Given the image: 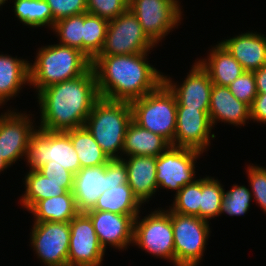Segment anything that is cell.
<instances>
[{
  "label": "cell",
  "mask_w": 266,
  "mask_h": 266,
  "mask_svg": "<svg viewBox=\"0 0 266 266\" xmlns=\"http://www.w3.org/2000/svg\"><path fill=\"white\" fill-rule=\"evenodd\" d=\"M37 94L41 112L39 129L46 131L66 132L83 127L100 98L92 67L84 75L50 85Z\"/></svg>",
  "instance_id": "1"
},
{
  "label": "cell",
  "mask_w": 266,
  "mask_h": 266,
  "mask_svg": "<svg viewBox=\"0 0 266 266\" xmlns=\"http://www.w3.org/2000/svg\"><path fill=\"white\" fill-rule=\"evenodd\" d=\"M148 54L98 55L91 67L100 97L131 102L154 91L164 75L146 61Z\"/></svg>",
  "instance_id": "2"
},
{
  "label": "cell",
  "mask_w": 266,
  "mask_h": 266,
  "mask_svg": "<svg viewBox=\"0 0 266 266\" xmlns=\"http://www.w3.org/2000/svg\"><path fill=\"white\" fill-rule=\"evenodd\" d=\"M92 61L80 50L62 44L41 47L34 64L29 63V85L42 89L84 75Z\"/></svg>",
  "instance_id": "3"
},
{
  "label": "cell",
  "mask_w": 266,
  "mask_h": 266,
  "mask_svg": "<svg viewBox=\"0 0 266 266\" xmlns=\"http://www.w3.org/2000/svg\"><path fill=\"white\" fill-rule=\"evenodd\" d=\"M131 121L130 102L100 97L94 104L84 126L108 157L115 159L122 158L125 134Z\"/></svg>",
  "instance_id": "4"
},
{
  "label": "cell",
  "mask_w": 266,
  "mask_h": 266,
  "mask_svg": "<svg viewBox=\"0 0 266 266\" xmlns=\"http://www.w3.org/2000/svg\"><path fill=\"white\" fill-rule=\"evenodd\" d=\"M132 120L140 127L165 138L174 146L177 100L162 82L154 91L130 102Z\"/></svg>",
  "instance_id": "5"
},
{
  "label": "cell",
  "mask_w": 266,
  "mask_h": 266,
  "mask_svg": "<svg viewBox=\"0 0 266 266\" xmlns=\"http://www.w3.org/2000/svg\"><path fill=\"white\" fill-rule=\"evenodd\" d=\"M25 157L30 170L44 164H57L75 175L81 168L69 134L63 131L38 128L30 138Z\"/></svg>",
  "instance_id": "6"
},
{
  "label": "cell",
  "mask_w": 266,
  "mask_h": 266,
  "mask_svg": "<svg viewBox=\"0 0 266 266\" xmlns=\"http://www.w3.org/2000/svg\"><path fill=\"white\" fill-rule=\"evenodd\" d=\"M170 217L174 235V266H197L209 238V221L172 211Z\"/></svg>",
  "instance_id": "7"
},
{
  "label": "cell",
  "mask_w": 266,
  "mask_h": 266,
  "mask_svg": "<svg viewBox=\"0 0 266 266\" xmlns=\"http://www.w3.org/2000/svg\"><path fill=\"white\" fill-rule=\"evenodd\" d=\"M140 218L138 214L134 219L133 243L153 256L169 259L175 264L170 210L158 209Z\"/></svg>",
  "instance_id": "8"
},
{
  "label": "cell",
  "mask_w": 266,
  "mask_h": 266,
  "mask_svg": "<svg viewBox=\"0 0 266 266\" xmlns=\"http://www.w3.org/2000/svg\"><path fill=\"white\" fill-rule=\"evenodd\" d=\"M155 45L143 31L136 16L128 9L108 22L105 42L99 55L145 53Z\"/></svg>",
  "instance_id": "9"
},
{
  "label": "cell",
  "mask_w": 266,
  "mask_h": 266,
  "mask_svg": "<svg viewBox=\"0 0 266 266\" xmlns=\"http://www.w3.org/2000/svg\"><path fill=\"white\" fill-rule=\"evenodd\" d=\"M202 152L170 145L156 159V182L158 188L175 190L193 183L195 163ZM196 161V162H195Z\"/></svg>",
  "instance_id": "10"
},
{
  "label": "cell",
  "mask_w": 266,
  "mask_h": 266,
  "mask_svg": "<svg viewBox=\"0 0 266 266\" xmlns=\"http://www.w3.org/2000/svg\"><path fill=\"white\" fill-rule=\"evenodd\" d=\"M31 245L46 266H68L69 222H34Z\"/></svg>",
  "instance_id": "11"
},
{
  "label": "cell",
  "mask_w": 266,
  "mask_h": 266,
  "mask_svg": "<svg viewBox=\"0 0 266 266\" xmlns=\"http://www.w3.org/2000/svg\"><path fill=\"white\" fill-rule=\"evenodd\" d=\"M129 9L157 45L180 23L181 10L169 0H129Z\"/></svg>",
  "instance_id": "12"
},
{
  "label": "cell",
  "mask_w": 266,
  "mask_h": 266,
  "mask_svg": "<svg viewBox=\"0 0 266 266\" xmlns=\"http://www.w3.org/2000/svg\"><path fill=\"white\" fill-rule=\"evenodd\" d=\"M68 266H100L102 248L91 219L79 212L70 222Z\"/></svg>",
  "instance_id": "13"
},
{
  "label": "cell",
  "mask_w": 266,
  "mask_h": 266,
  "mask_svg": "<svg viewBox=\"0 0 266 266\" xmlns=\"http://www.w3.org/2000/svg\"><path fill=\"white\" fill-rule=\"evenodd\" d=\"M29 117L14 110L0 115V155L9 166L25 156L30 138L37 130Z\"/></svg>",
  "instance_id": "14"
},
{
  "label": "cell",
  "mask_w": 266,
  "mask_h": 266,
  "mask_svg": "<svg viewBox=\"0 0 266 266\" xmlns=\"http://www.w3.org/2000/svg\"><path fill=\"white\" fill-rule=\"evenodd\" d=\"M212 125L209 113L189 107H177L176 131L174 146L206 151L210 145ZM211 134V136H210Z\"/></svg>",
  "instance_id": "15"
},
{
  "label": "cell",
  "mask_w": 266,
  "mask_h": 266,
  "mask_svg": "<svg viewBox=\"0 0 266 266\" xmlns=\"http://www.w3.org/2000/svg\"><path fill=\"white\" fill-rule=\"evenodd\" d=\"M163 82L175 95L177 107H189L209 113L213 83L208 73L198 62L194 63L181 85H176L167 76H163Z\"/></svg>",
  "instance_id": "16"
},
{
  "label": "cell",
  "mask_w": 266,
  "mask_h": 266,
  "mask_svg": "<svg viewBox=\"0 0 266 266\" xmlns=\"http://www.w3.org/2000/svg\"><path fill=\"white\" fill-rule=\"evenodd\" d=\"M84 213L91 219L104 250L107 245L122 250L130 243L133 244L134 219L130 215L99 210H88Z\"/></svg>",
  "instance_id": "17"
},
{
  "label": "cell",
  "mask_w": 266,
  "mask_h": 266,
  "mask_svg": "<svg viewBox=\"0 0 266 266\" xmlns=\"http://www.w3.org/2000/svg\"><path fill=\"white\" fill-rule=\"evenodd\" d=\"M110 189L109 163L83 167L74 175L72 193L79 212L92 209L101 194Z\"/></svg>",
  "instance_id": "18"
},
{
  "label": "cell",
  "mask_w": 266,
  "mask_h": 266,
  "mask_svg": "<svg viewBox=\"0 0 266 266\" xmlns=\"http://www.w3.org/2000/svg\"><path fill=\"white\" fill-rule=\"evenodd\" d=\"M209 119L215 126L217 121L233 124L234 126L245 125L251 119L250 106L236 99L230 92L229 87L213 84L210 96Z\"/></svg>",
  "instance_id": "19"
},
{
  "label": "cell",
  "mask_w": 266,
  "mask_h": 266,
  "mask_svg": "<svg viewBox=\"0 0 266 266\" xmlns=\"http://www.w3.org/2000/svg\"><path fill=\"white\" fill-rule=\"evenodd\" d=\"M245 71L266 65V37L256 32L236 35L220 42Z\"/></svg>",
  "instance_id": "20"
},
{
  "label": "cell",
  "mask_w": 266,
  "mask_h": 266,
  "mask_svg": "<svg viewBox=\"0 0 266 266\" xmlns=\"http://www.w3.org/2000/svg\"><path fill=\"white\" fill-rule=\"evenodd\" d=\"M129 157V158H128ZM126 163L128 185L142 204L148 202L158 189L156 182V159L152 156H128Z\"/></svg>",
  "instance_id": "21"
},
{
  "label": "cell",
  "mask_w": 266,
  "mask_h": 266,
  "mask_svg": "<svg viewBox=\"0 0 266 266\" xmlns=\"http://www.w3.org/2000/svg\"><path fill=\"white\" fill-rule=\"evenodd\" d=\"M207 57L197 62L208 73L213 84L228 87L245 71L220 42L212 47Z\"/></svg>",
  "instance_id": "22"
},
{
  "label": "cell",
  "mask_w": 266,
  "mask_h": 266,
  "mask_svg": "<svg viewBox=\"0 0 266 266\" xmlns=\"http://www.w3.org/2000/svg\"><path fill=\"white\" fill-rule=\"evenodd\" d=\"M171 144L162 136L140 127L133 120L127 127L122 153L124 156L158 157Z\"/></svg>",
  "instance_id": "23"
},
{
  "label": "cell",
  "mask_w": 266,
  "mask_h": 266,
  "mask_svg": "<svg viewBox=\"0 0 266 266\" xmlns=\"http://www.w3.org/2000/svg\"><path fill=\"white\" fill-rule=\"evenodd\" d=\"M29 81V62L0 54V105L17 96Z\"/></svg>",
  "instance_id": "24"
},
{
  "label": "cell",
  "mask_w": 266,
  "mask_h": 266,
  "mask_svg": "<svg viewBox=\"0 0 266 266\" xmlns=\"http://www.w3.org/2000/svg\"><path fill=\"white\" fill-rule=\"evenodd\" d=\"M25 175V193L21 196L22 206L30 210L38 201L60 196L72 191L73 183H54L37 170H29Z\"/></svg>",
  "instance_id": "25"
},
{
  "label": "cell",
  "mask_w": 266,
  "mask_h": 266,
  "mask_svg": "<svg viewBox=\"0 0 266 266\" xmlns=\"http://www.w3.org/2000/svg\"><path fill=\"white\" fill-rule=\"evenodd\" d=\"M29 211L34 222H70L79 213L72 191L38 201Z\"/></svg>",
  "instance_id": "26"
},
{
  "label": "cell",
  "mask_w": 266,
  "mask_h": 266,
  "mask_svg": "<svg viewBox=\"0 0 266 266\" xmlns=\"http://www.w3.org/2000/svg\"><path fill=\"white\" fill-rule=\"evenodd\" d=\"M141 203L132 192L128 183L110 187L98 198L90 210L110 211L116 214L130 215L135 219L140 214Z\"/></svg>",
  "instance_id": "27"
},
{
  "label": "cell",
  "mask_w": 266,
  "mask_h": 266,
  "mask_svg": "<svg viewBox=\"0 0 266 266\" xmlns=\"http://www.w3.org/2000/svg\"><path fill=\"white\" fill-rule=\"evenodd\" d=\"M66 132L69 134L73 147L77 152L81 168L103 165L109 162L110 158L85 126Z\"/></svg>",
  "instance_id": "28"
},
{
  "label": "cell",
  "mask_w": 266,
  "mask_h": 266,
  "mask_svg": "<svg viewBox=\"0 0 266 266\" xmlns=\"http://www.w3.org/2000/svg\"><path fill=\"white\" fill-rule=\"evenodd\" d=\"M108 20L84 13L82 52L93 61L101 52L108 27Z\"/></svg>",
  "instance_id": "29"
},
{
  "label": "cell",
  "mask_w": 266,
  "mask_h": 266,
  "mask_svg": "<svg viewBox=\"0 0 266 266\" xmlns=\"http://www.w3.org/2000/svg\"><path fill=\"white\" fill-rule=\"evenodd\" d=\"M15 16L30 27L51 26L52 11L46 0H15Z\"/></svg>",
  "instance_id": "30"
},
{
  "label": "cell",
  "mask_w": 266,
  "mask_h": 266,
  "mask_svg": "<svg viewBox=\"0 0 266 266\" xmlns=\"http://www.w3.org/2000/svg\"><path fill=\"white\" fill-rule=\"evenodd\" d=\"M225 190L218 179L206 176L202 178L201 204L199 218L208 221L221 214Z\"/></svg>",
  "instance_id": "31"
},
{
  "label": "cell",
  "mask_w": 266,
  "mask_h": 266,
  "mask_svg": "<svg viewBox=\"0 0 266 266\" xmlns=\"http://www.w3.org/2000/svg\"><path fill=\"white\" fill-rule=\"evenodd\" d=\"M202 178L187 184L175 194L173 205L170 211L181 214L196 216L199 218V208L201 204Z\"/></svg>",
  "instance_id": "32"
},
{
  "label": "cell",
  "mask_w": 266,
  "mask_h": 266,
  "mask_svg": "<svg viewBox=\"0 0 266 266\" xmlns=\"http://www.w3.org/2000/svg\"><path fill=\"white\" fill-rule=\"evenodd\" d=\"M84 13L60 19L54 23L53 30L59 36V44L76 48L82 52Z\"/></svg>",
  "instance_id": "33"
},
{
  "label": "cell",
  "mask_w": 266,
  "mask_h": 266,
  "mask_svg": "<svg viewBox=\"0 0 266 266\" xmlns=\"http://www.w3.org/2000/svg\"><path fill=\"white\" fill-rule=\"evenodd\" d=\"M252 193L246 186L233 185V187L224 193L221 214L226 213L229 216H241L246 214L250 208Z\"/></svg>",
  "instance_id": "34"
},
{
  "label": "cell",
  "mask_w": 266,
  "mask_h": 266,
  "mask_svg": "<svg viewBox=\"0 0 266 266\" xmlns=\"http://www.w3.org/2000/svg\"><path fill=\"white\" fill-rule=\"evenodd\" d=\"M129 9V0H87V12L108 21Z\"/></svg>",
  "instance_id": "35"
},
{
  "label": "cell",
  "mask_w": 266,
  "mask_h": 266,
  "mask_svg": "<svg viewBox=\"0 0 266 266\" xmlns=\"http://www.w3.org/2000/svg\"><path fill=\"white\" fill-rule=\"evenodd\" d=\"M228 87L236 99L249 106L252 105L253 100L258 94L253 71H244V73L237 77Z\"/></svg>",
  "instance_id": "36"
},
{
  "label": "cell",
  "mask_w": 266,
  "mask_h": 266,
  "mask_svg": "<svg viewBox=\"0 0 266 266\" xmlns=\"http://www.w3.org/2000/svg\"><path fill=\"white\" fill-rule=\"evenodd\" d=\"M52 11V28L60 19L87 12V0H46Z\"/></svg>",
  "instance_id": "37"
},
{
  "label": "cell",
  "mask_w": 266,
  "mask_h": 266,
  "mask_svg": "<svg viewBox=\"0 0 266 266\" xmlns=\"http://www.w3.org/2000/svg\"><path fill=\"white\" fill-rule=\"evenodd\" d=\"M246 171L252 196L266 213V168L252 164Z\"/></svg>",
  "instance_id": "38"
},
{
  "label": "cell",
  "mask_w": 266,
  "mask_h": 266,
  "mask_svg": "<svg viewBox=\"0 0 266 266\" xmlns=\"http://www.w3.org/2000/svg\"><path fill=\"white\" fill-rule=\"evenodd\" d=\"M37 171L54 183H73L74 174L57 164H44Z\"/></svg>",
  "instance_id": "39"
},
{
  "label": "cell",
  "mask_w": 266,
  "mask_h": 266,
  "mask_svg": "<svg viewBox=\"0 0 266 266\" xmlns=\"http://www.w3.org/2000/svg\"><path fill=\"white\" fill-rule=\"evenodd\" d=\"M110 187L128 183L126 163L122 158L109 160Z\"/></svg>",
  "instance_id": "40"
},
{
  "label": "cell",
  "mask_w": 266,
  "mask_h": 266,
  "mask_svg": "<svg viewBox=\"0 0 266 266\" xmlns=\"http://www.w3.org/2000/svg\"><path fill=\"white\" fill-rule=\"evenodd\" d=\"M253 121L266 123V93H258L250 106Z\"/></svg>",
  "instance_id": "41"
},
{
  "label": "cell",
  "mask_w": 266,
  "mask_h": 266,
  "mask_svg": "<svg viewBox=\"0 0 266 266\" xmlns=\"http://www.w3.org/2000/svg\"><path fill=\"white\" fill-rule=\"evenodd\" d=\"M256 80L257 93H266V65L253 71Z\"/></svg>",
  "instance_id": "42"
},
{
  "label": "cell",
  "mask_w": 266,
  "mask_h": 266,
  "mask_svg": "<svg viewBox=\"0 0 266 266\" xmlns=\"http://www.w3.org/2000/svg\"><path fill=\"white\" fill-rule=\"evenodd\" d=\"M7 167L9 168L10 166L5 162V160L0 155V173L1 171H4Z\"/></svg>",
  "instance_id": "43"
},
{
  "label": "cell",
  "mask_w": 266,
  "mask_h": 266,
  "mask_svg": "<svg viewBox=\"0 0 266 266\" xmlns=\"http://www.w3.org/2000/svg\"><path fill=\"white\" fill-rule=\"evenodd\" d=\"M169 1H171L172 3H174L181 10L179 1H177V0H169Z\"/></svg>",
  "instance_id": "44"
},
{
  "label": "cell",
  "mask_w": 266,
  "mask_h": 266,
  "mask_svg": "<svg viewBox=\"0 0 266 266\" xmlns=\"http://www.w3.org/2000/svg\"><path fill=\"white\" fill-rule=\"evenodd\" d=\"M7 0H0V6L3 5Z\"/></svg>",
  "instance_id": "45"
}]
</instances>
